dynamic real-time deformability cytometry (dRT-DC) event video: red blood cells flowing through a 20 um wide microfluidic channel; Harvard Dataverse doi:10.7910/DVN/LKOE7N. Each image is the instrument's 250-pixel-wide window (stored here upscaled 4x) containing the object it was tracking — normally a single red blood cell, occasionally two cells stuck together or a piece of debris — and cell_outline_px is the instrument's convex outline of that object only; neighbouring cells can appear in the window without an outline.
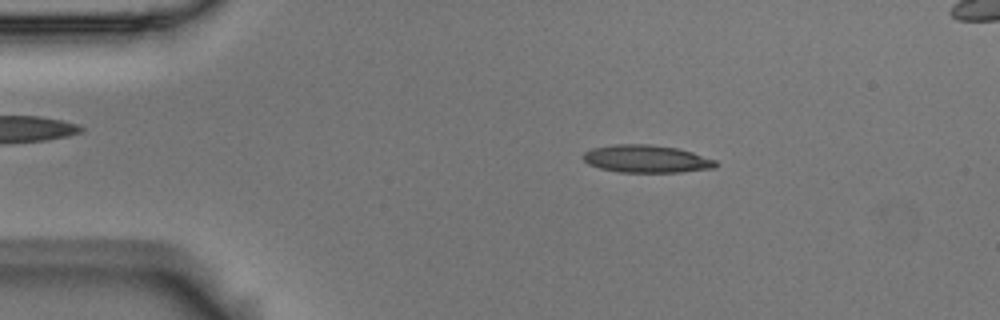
{"species": "Egyptian fruit bat (a non-hibernating species)", "species_latin": "Rousettus aegyptiacus", "temperature_condition": "room temperature", "stored_images_in_passage": 55, "camera_frame_rate_fps": 3000, "um_per_image_px": 0.085, "animal": {"sex": "male"}, "frame": {"image": 1, "passage_image": 9, "time_ms": 2.667, "image_size_px": [1000, 320], "cell_outline_px": [[720, 164], [716, 168], [680, 172], [620, 172], [600, 168], [588, 164], [580, 156], [584, 152], [592, 148], [612, 144], [652, 144], [680, 148], [716, 160]], "centroid_in_image_um": [54.96, 13.49], "position_along_channel_um": 30.0, "area_um2": 21.68}}
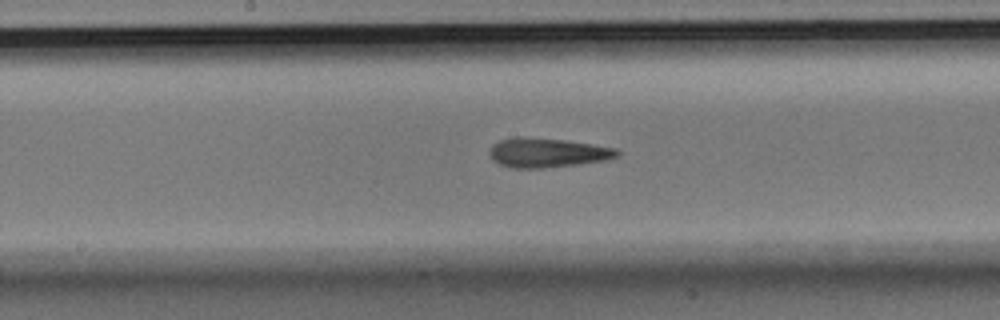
{"frame": {"image": 2, "passage_image": 27, "time_ms": 8.667, "image_size_px": [1000, 320], "cell_outline_px": [[620, 156], [604, 160], [576, 164], [540, 168], [512, 168], [500, 164], [492, 160], [488, 152], [500, 140], [516, 136], [520, 136], [568, 140], [616, 148], [620, 152]], "centroid_in_image_um": [46.53, 12.97], "position_along_channel_um": 201.7, "area_um2": 21.79}}
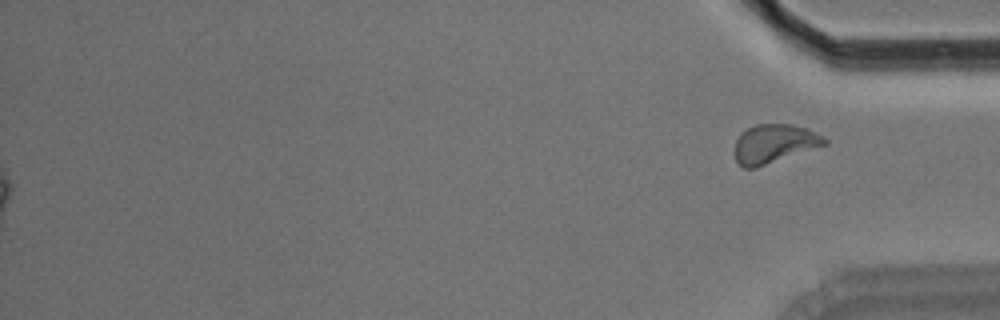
{"frame": {"image": 3, "passage_image": 55, "time_ms": 18.0, "image_size_px": [1000, 320], "cell_outline_px": [[828, 144], [756, 168], [744, 168], [736, 160], [732, 152], [736, 140], [748, 128], [756, 124], [792, 124], [808, 128], [824, 136], [828, 140]], "centroid_in_image_um": [65.82, 12.22], "position_along_channel_um": 369.4, "area_um2": 20.52}, "authors_computed_cell_mechanics": {"area_um2": 20.9236, "velocity_mm_per_s": 3.6906, "shape_relaxation_time_tau1_ms": 8.9877, "shape_relaxation_time_tau2_ms": 4.64, "deformation_change_tau1": 0.2232, "deformation_change_tau2": 0.1758}}